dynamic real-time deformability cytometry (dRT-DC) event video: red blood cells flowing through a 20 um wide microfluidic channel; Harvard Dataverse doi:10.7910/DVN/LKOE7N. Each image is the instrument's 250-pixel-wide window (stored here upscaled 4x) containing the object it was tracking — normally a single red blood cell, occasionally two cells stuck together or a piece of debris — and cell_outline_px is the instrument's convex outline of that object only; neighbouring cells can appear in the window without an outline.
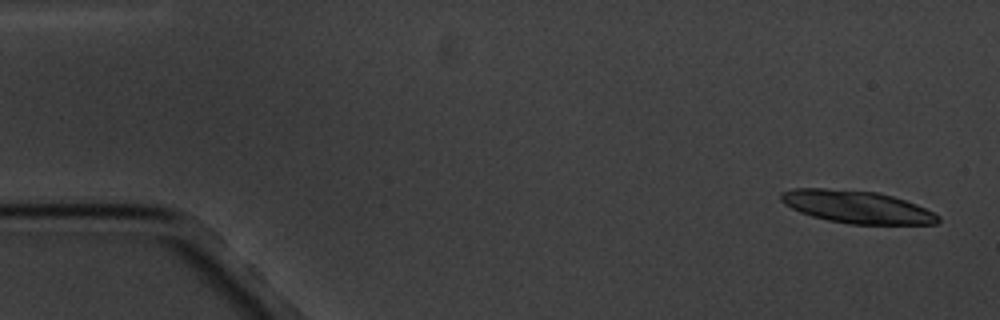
{"species": "common noctule bat (a hibernating species)", "species_latin": "Nyctalus noctula", "temperature_condition": "cold", "stored_images_in_passage": 12, "segment_of_instrument_passage": [1, 2], "camera_frame_rate_fps": 3000, "um_per_image_px": 0.085, "animal": {"sex": "male", "body_mass_g": 20.1, "forearm_length_mm": 53.5}, "frame": {"image": 1, "passage_image": 1, "time_ms": 0.0, "image_size_px": [1000, 320], "cell_outline_px": [[940, 220], [936, 224], [848, 224], [828, 220], [812, 216], [800, 212], [784, 204], [780, 200], [780, 192], [792, 188], [824, 188], [880, 192], [916, 204], [940, 216]], "centroid_in_image_um": [72.8, 17.58], "position_along_channel_um": 12.2, "area_um2": 29.82}}